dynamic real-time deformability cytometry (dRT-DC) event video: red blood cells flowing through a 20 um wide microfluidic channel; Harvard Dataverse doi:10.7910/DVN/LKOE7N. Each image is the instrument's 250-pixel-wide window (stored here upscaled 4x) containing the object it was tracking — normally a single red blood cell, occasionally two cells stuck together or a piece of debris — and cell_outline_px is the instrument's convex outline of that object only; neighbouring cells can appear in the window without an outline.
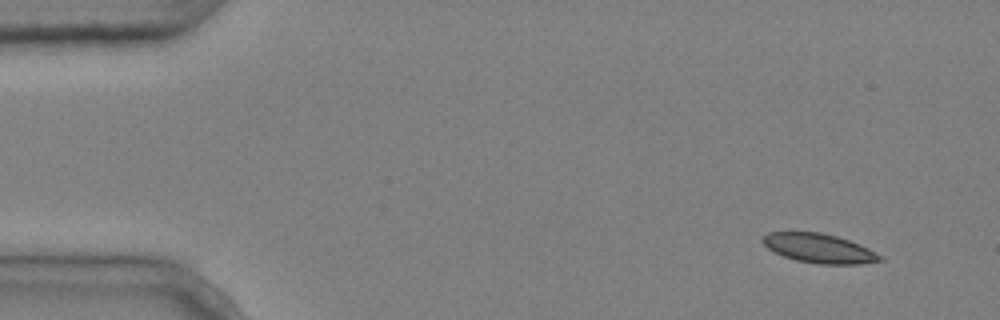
{"species": "common noctule bat (a hibernating species)", "species_latin": "Nyctalus noctula", "temperature_condition": "cold", "stored_images_in_passage": 4, "camera_frame_rate_fps": 3000, "um_per_image_px": 0.085, "animal": {"sex": "male", "body_mass_g": 20.4}, "frame": {"image": 1, "passage_image": 1, "time_ms": 0.0, "image_size_px": [1000, 320], "cell_outline_px": [[884, 260], [860, 264], [820, 264], [796, 260], [784, 256], [768, 248], [760, 240], [768, 232], [820, 232], [836, 236], [848, 240], [868, 248], [884, 256]], "centroid_in_image_um": [69.65, 21.11], "position_along_channel_um": 15.4, "area_um2": 19.88}}
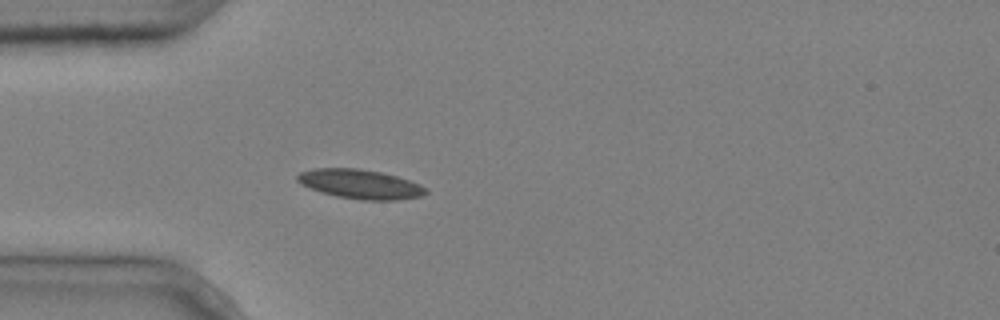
{"frame": {"image": 2, "passage_image": 4, "time_ms": 1.0, "image_size_px": [1000, 320], "cell_outline_px": [[428, 192], [424, 196], [396, 200], [360, 200], [336, 196], [320, 192], [300, 184], [296, 180], [296, 176], [300, 172], [316, 168], [356, 168], [380, 172], [396, 176], [420, 184], [428, 188]], "centroid_in_image_um": [30.63, 15.66], "position_along_channel_um": 54.4, "area_um2": 22.08}}